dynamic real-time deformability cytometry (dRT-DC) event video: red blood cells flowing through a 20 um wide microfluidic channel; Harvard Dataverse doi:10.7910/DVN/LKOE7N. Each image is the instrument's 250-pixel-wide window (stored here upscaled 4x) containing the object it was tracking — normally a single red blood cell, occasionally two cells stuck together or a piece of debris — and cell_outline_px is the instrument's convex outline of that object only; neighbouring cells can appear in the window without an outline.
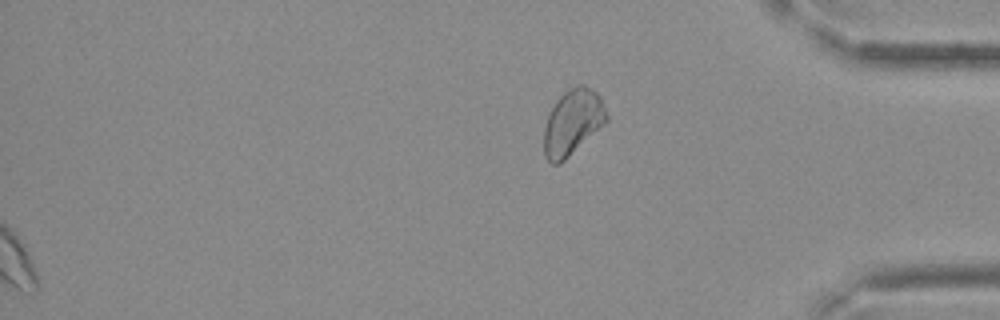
{"species": "Egyptian fruit bat (a non-hibernating species)", "species_latin": "Rousettus aegyptiacus", "temperature_condition": "cold", "stored_images_in_passage": 30, "segment_of_instrument_passage": [2, 2], "camera_frame_rate_fps": 3000, "um_per_image_px": 0.085, "frame": {"image": 1, "passage_image": 30, "time_ms": 9.667, "image_size_px": [1000, 320], "cell_outline_px": [[608, 120], [604, 124], [560, 164], [552, 164], [544, 156], [544, 128], [548, 112], [556, 100], [568, 88], [576, 84], [584, 84], [592, 88], [600, 96], [608, 116]], "centroid_in_image_um": [48.66, 10.36], "position_along_channel_um": 386.5, "area_um2": 24.04}}